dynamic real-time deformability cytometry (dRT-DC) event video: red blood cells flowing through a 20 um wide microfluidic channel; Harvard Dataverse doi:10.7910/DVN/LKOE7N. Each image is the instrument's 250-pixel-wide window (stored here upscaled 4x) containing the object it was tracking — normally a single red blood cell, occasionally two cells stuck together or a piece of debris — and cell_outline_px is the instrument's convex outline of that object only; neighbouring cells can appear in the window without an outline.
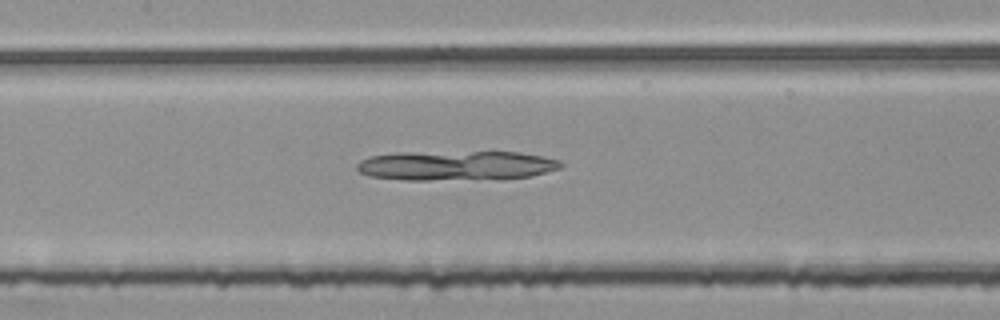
{"species": "common noctule bat (a hibernating species)", "species_latin": "Nyctalus noctula", "temperature_condition": "room temperature", "stored_images_in_passage": 53, "camera_frame_rate_fps": 3000, "um_per_image_px": 0.085, "animal": {"sex": "female", "body_mass_g": 25.1}, "frame": {"image": 1, "passage_image": 25, "time_ms": 8.0, "image_size_px": [1000, 320], "cell_outline_px": [[564, 164], [560, 168], [532, 176], [428, 180], [408, 180], [368, 176], [360, 172], [356, 168], [356, 164], [360, 160], [368, 156], [392, 152], [520, 152], [560, 160]], "centroid_in_image_um": [38.69, 14.05], "position_along_channel_um": 168.7, "area_um2": 34.91}}
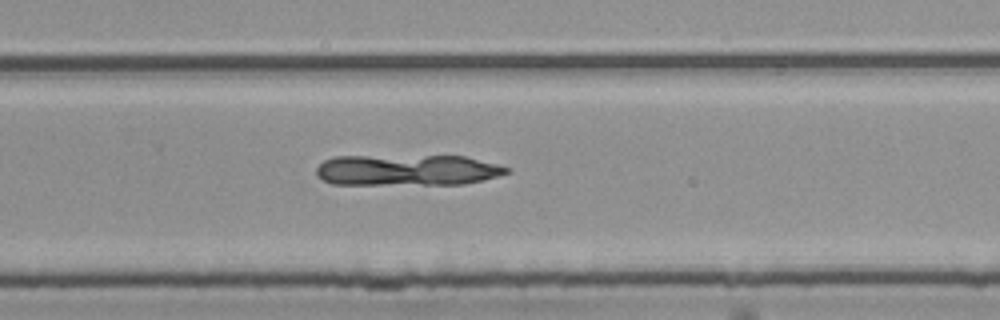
{"frame": {"image": 2, "passage_image": 35, "time_ms": 11.333, "image_size_px": [1000, 320], "cell_outline_px": [[512, 172], [484, 180], [464, 184], [332, 184], [316, 176], [316, 168], [324, 160], [332, 156], [464, 156], [496, 164], [508, 168]], "centroid_in_image_um": [34.59, 14.46], "position_along_channel_um": 295.2, "area_um2": 34.51}}
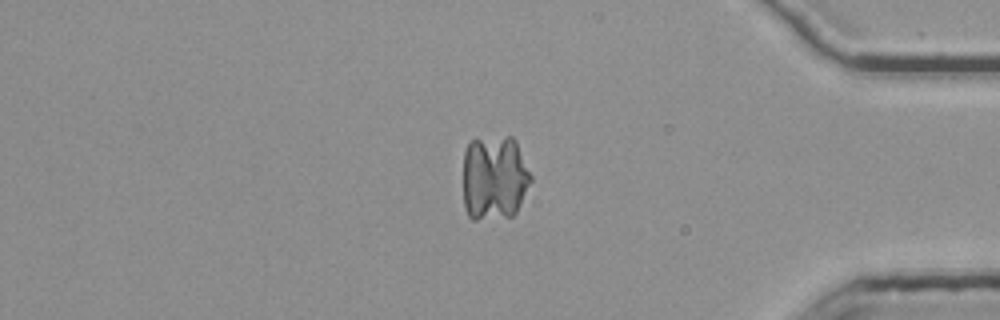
{"frame": {"image": 3, "passage_image": 45, "time_ms": 14.667, "image_size_px": [1000, 320], "cell_outline_px": [[532, 180], [516, 212], [512, 216], [476, 220], [472, 220], [468, 216], [464, 208], [464, 152], [468, 144], [472, 140], [504, 136], [512, 136], [516, 140], [532, 176]], "centroid_in_image_um": [42.03, 15.12], "position_along_channel_um": 393.2, "area_um2": 33.93}}